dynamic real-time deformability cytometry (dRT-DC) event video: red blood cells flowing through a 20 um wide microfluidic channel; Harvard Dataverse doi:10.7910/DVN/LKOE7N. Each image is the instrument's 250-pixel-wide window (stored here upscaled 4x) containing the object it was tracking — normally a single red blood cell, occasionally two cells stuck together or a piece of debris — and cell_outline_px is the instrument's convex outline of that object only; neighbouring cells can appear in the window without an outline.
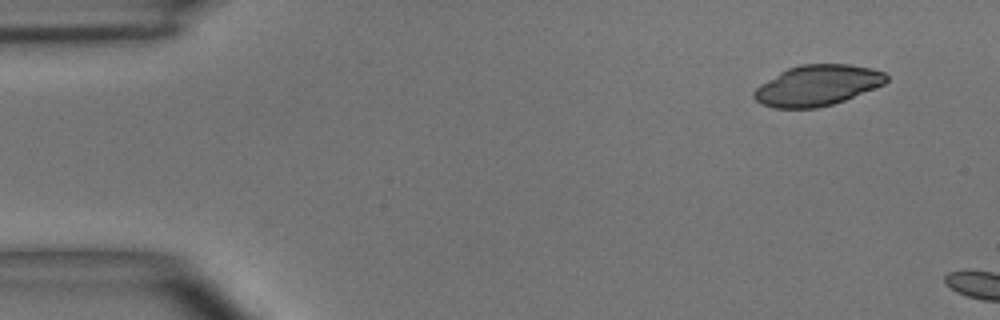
{"species": "common noctule bat (a hibernating species)", "species_latin": "Nyctalus noctula", "temperature_condition": "room temperature", "stored_images_in_passage": 2, "camera_frame_rate_fps": 3000, "um_per_image_px": 0.085, "animal": {"sex": "male", "body_mass_g": 15.6}, "frame": {"image": 1, "passage_image": 1, "time_ms": 0.0, "image_size_px": [1000, 320], "cell_outline_px": [[888, 80], [884, 84], [844, 100], [832, 104], [816, 108], [776, 108], [760, 104], [752, 96], [752, 92], [760, 84], [780, 72], [788, 68], [800, 64], [848, 64], [872, 68], [884, 72], [888, 76]], "centroid_in_image_um": [69.45, 7.25], "position_along_channel_um": 15.5, "area_um2": 31.33}}